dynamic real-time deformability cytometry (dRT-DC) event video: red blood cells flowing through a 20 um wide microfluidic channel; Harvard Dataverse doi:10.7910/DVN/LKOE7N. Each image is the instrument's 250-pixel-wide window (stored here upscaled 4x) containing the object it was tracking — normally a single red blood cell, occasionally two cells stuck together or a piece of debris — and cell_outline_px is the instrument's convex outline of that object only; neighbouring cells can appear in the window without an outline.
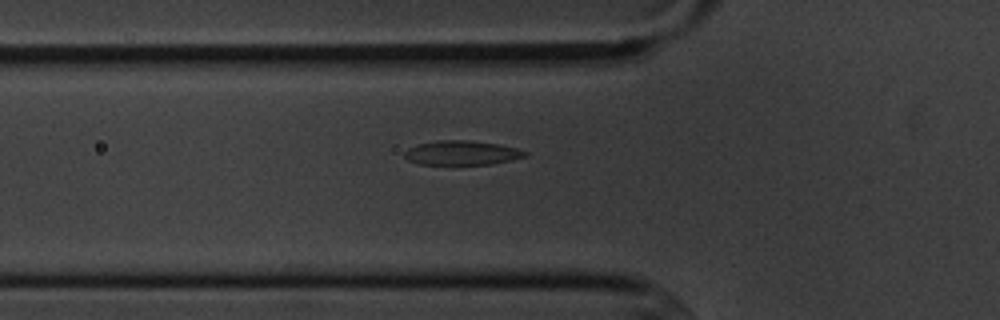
{"species": "common noctule bat (a hibernating species)", "species_latin": "Nyctalus noctula", "temperature_condition": "cold", "stored_images_in_passage": 7, "segment_of_instrument_passage": [2, 2], "camera_frame_rate_fps": 3000, "um_per_image_px": 0.085, "animal": {"sex": "male", "body_mass_g": 20.1, "forearm_length_mm": 53.5}, "frame": {"image": 1, "passage_image": 7, "time_ms": 7.667, "image_size_px": [1000, 320], "cell_outline_px": [[528, 156], [512, 160], [488, 164], [420, 164], [408, 160], [404, 156], [404, 152], [408, 148], [420, 144], [436, 140], [472, 140], [500, 144], [516, 148], [528, 152]], "centroid_in_image_um": [39.28, 12.98], "position_along_channel_um": 86.5, "area_um2": 17.11}}